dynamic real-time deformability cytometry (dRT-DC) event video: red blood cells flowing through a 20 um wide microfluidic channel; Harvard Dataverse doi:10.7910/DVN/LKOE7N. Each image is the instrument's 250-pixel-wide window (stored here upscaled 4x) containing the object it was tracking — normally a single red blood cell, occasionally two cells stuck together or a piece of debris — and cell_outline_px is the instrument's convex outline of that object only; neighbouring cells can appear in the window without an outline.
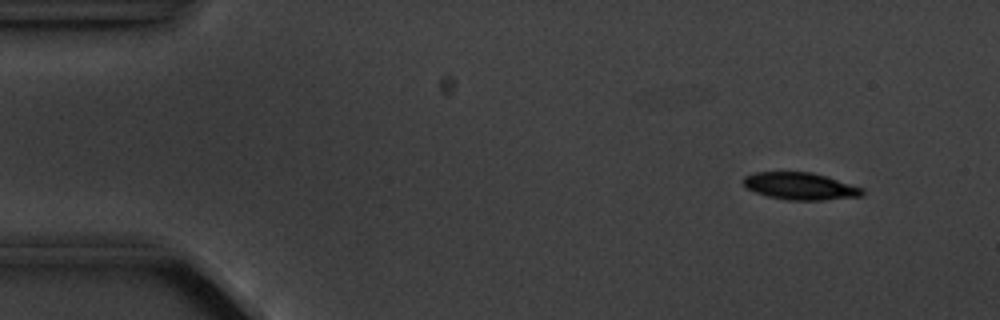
{"species": "common noctule bat (a hibernating species)", "species_latin": "Nyctalus noctula", "temperature_condition": "cold", "stored_images_in_passage": 8, "camera_frame_rate_fps": 3000, "um_per_image_px": 0.085, "animal": {"sex": "male", "body_mass_g": 20.1, "forearm_length_mm": 53.5}, "frame": {"image": 1, "passage_image": 1, "time_ms": 0.0, "image_size_px": [1000, 320], "cell_outline_px": [[864, 192], [860, 196], [824, 200], [788, 200], [768, 196], [756, 192], [748, 188], [744, 184], [744, 176], [756, 172], [812, 172], [864, 188]], "centroid_in_image_um": [68.03, 15.82], "position_along_channel_um": 17.0, "area_um2": 18.61}}